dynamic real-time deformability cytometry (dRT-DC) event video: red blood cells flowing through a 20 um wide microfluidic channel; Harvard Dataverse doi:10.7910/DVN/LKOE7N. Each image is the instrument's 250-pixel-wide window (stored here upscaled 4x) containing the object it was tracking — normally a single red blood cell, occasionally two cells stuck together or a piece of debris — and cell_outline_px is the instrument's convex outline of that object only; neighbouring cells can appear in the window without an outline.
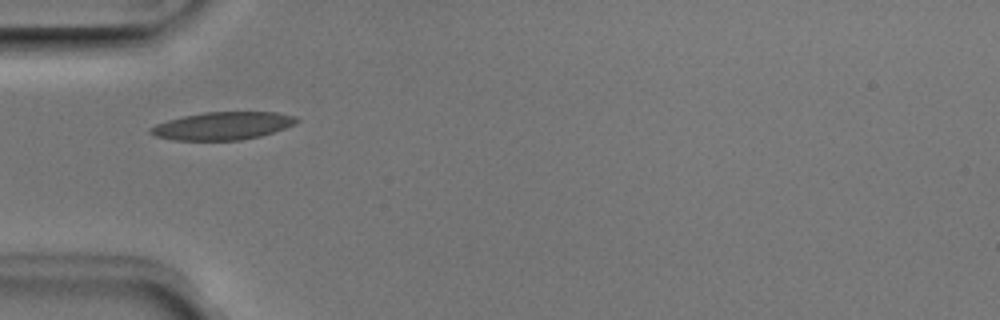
{"species": "Egyptian fruit bat (a non-hibernating species)", "species_latin": "Rousettus aegyptiacus", "temperature_condition": "room temperature", "stored_images_in_passage": 29, "camera_frame_rate_fps": 3000, "um_per_image_px": 0.085, "animal": {"sex": "male"}, "frame": {"image": 1, "passage_image": 1, "time_ms": 0.0, "image_size_px": [1000, 320], "cell_outline_px": [[300, 120], [296, 124], [260, 136], [240, 140], [172, 140], [156, 136], [148, 132], [148, 128], [156, 124], [168, 120], [184, 116], [204, 112], [276, 112], [296, 116]], "centroid_in_image_um": [18.92, 10.69], "position_along_channel_um": 66.1, "area_um2": 23.64}}
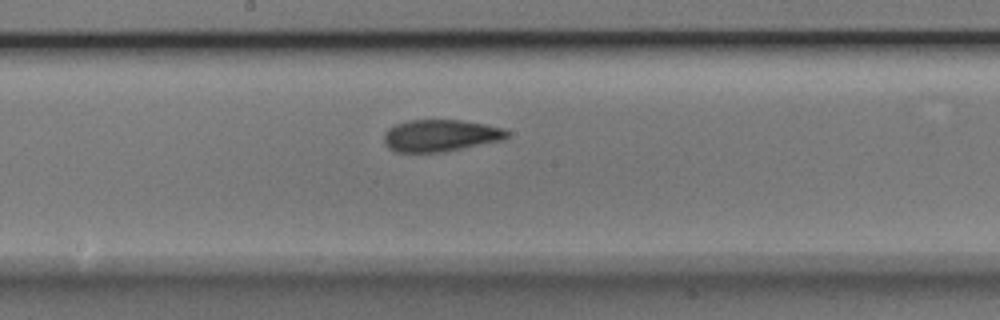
{"frame": {"image": 2, "passage_image": 12, "time_ms": 3.667, "image_size_px": [1000, 320], "cell_outline_px": [[508, 136], [504, 140], [444, 152], [396, 152], [388, 148], [384, 144], [384, 132], [388, 128], [396, 124], [408, 120], [460, 120], [484, 124], [504, 128], [508, 132]], "centroid_in_image_um": [37.42, 11.53], "position_along_channel_um": 210.8, "area_um2": 23.06}}
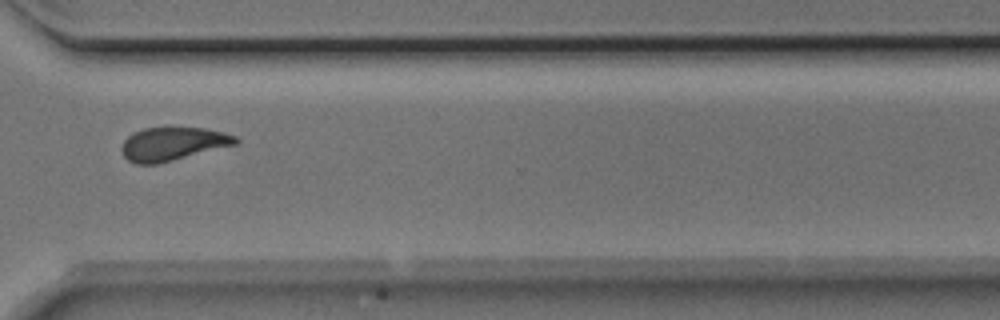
{"frame": {"image": 3, "passage_image": 23, "time_ms": 7.333, "image_size_px": [1000, 320], "cell_outline_px": [[240, 140], [236, 144], [156, 164], [136, 164], [128, 160], [124, 156], [120, 148], [124, 140], [132, 132], [144, 128], [204, 128], [224, 132], [236, 136]], "centroid_in_image_um": [14.66, 12.22], "position_along_channel_um": 355.9, "area_um2": 21.96}, "authors_computed_cell_mechanics": {"area_um2": 22.6576, "velocity_mm_per_s": 3.956, "shape_relaxation_time_tau1_ms": 4.9671, "shape_relaxation_time_tau2_ms": 1.7288, "deformation_change_tau1": 0.1467, "deformation_change_tau2": 0.0639}}